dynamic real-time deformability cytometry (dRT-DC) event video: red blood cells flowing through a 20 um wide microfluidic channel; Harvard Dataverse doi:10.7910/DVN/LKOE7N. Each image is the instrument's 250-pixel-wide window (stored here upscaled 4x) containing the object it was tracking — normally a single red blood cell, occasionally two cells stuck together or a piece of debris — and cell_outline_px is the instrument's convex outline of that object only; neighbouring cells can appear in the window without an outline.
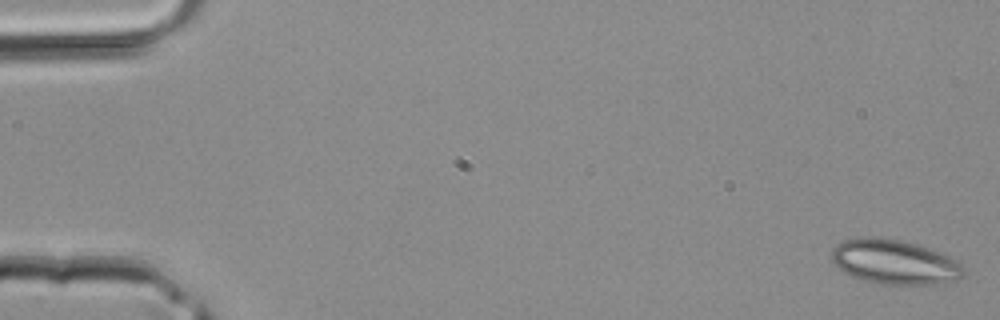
{"species": "common noctule bat (a hibernating species)", "species_latin": "Nyctalus noctula", "temperature_condition": "room temperature", "stored_images_in_passage": 43, "camera_frame_rate_fps": 3000, "um_per_image_px": 0.085, "animal": {"sex": "male", "body_mass_g": 20.4}, "frame": {"image": 1, "passage_image": 1, "time_ms": 0.0, "image_size_px": [1000, 320], "cell_outline_px": [[964, 276], [952, 280], [936, 284], [908, 288], [876, 284], [852, 276], [844, 272], [832, 264], [832, 248], [836, 244], [844, 240], [864, 236], [876, 236], [904, 240], [940, 252], [960, 260], [964, 264]], "centroid_in_image_um": [76.06, 22.3], "position_along_channel_um": 8.9, "area_um2": 35.66}}
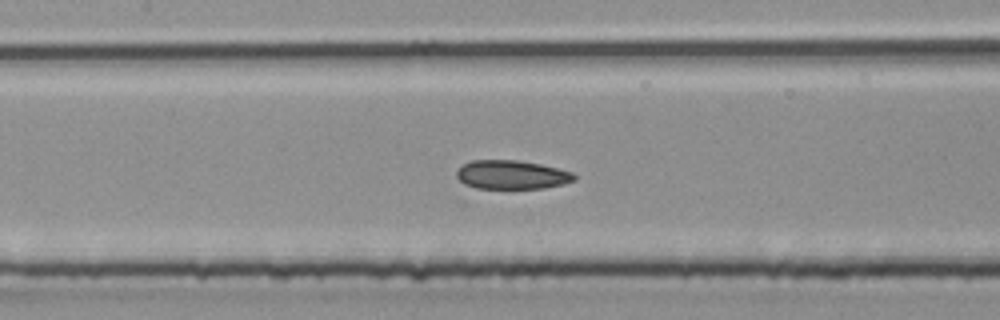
{"frame": {"image": 2, "passage_image": 20, "time_ms": 6.333, "image_size_px": [1000, 320], "cell_outline_px": [[576, 180], [564, 184], [544, 188], [476, 188], [464, 184], [456, 176], [456, 172], [464, 164], [472, 160], [516, 160], [540, 164], [572, 172], [576, 176]], "centroid_in_image_um": [43.51, 14.86], "position_along_channel_um": 163.9, "area_um2": 19.65}}
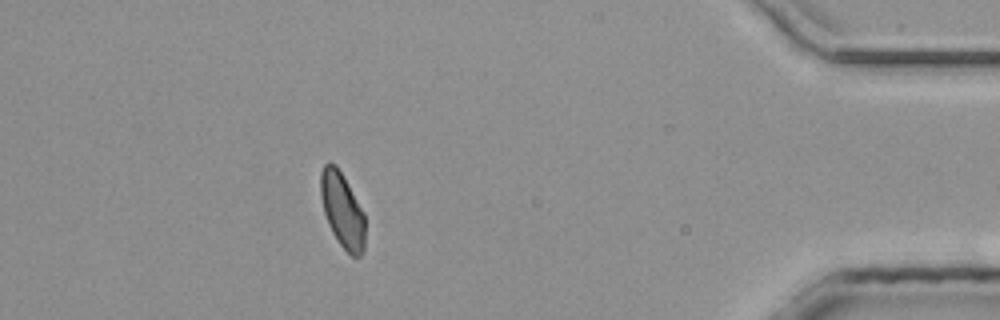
{"frame": {"image": 3, "passage_image": 38, "time_ms": 12.333, "image_size_px": [1000, 320], "cell_outline_px": [[364, 252], [360, 256], [352, 256], [340, 244], [332, 232], [328, 224], [324, 212], [320, 196], [320, 172], [324, 164], [328, 160], [336, 164], [364, 212]], "centroid_in_image_um": [29.07, 17.83], "position_along_channel_um": 406.1, "area_um2": 19.42}}